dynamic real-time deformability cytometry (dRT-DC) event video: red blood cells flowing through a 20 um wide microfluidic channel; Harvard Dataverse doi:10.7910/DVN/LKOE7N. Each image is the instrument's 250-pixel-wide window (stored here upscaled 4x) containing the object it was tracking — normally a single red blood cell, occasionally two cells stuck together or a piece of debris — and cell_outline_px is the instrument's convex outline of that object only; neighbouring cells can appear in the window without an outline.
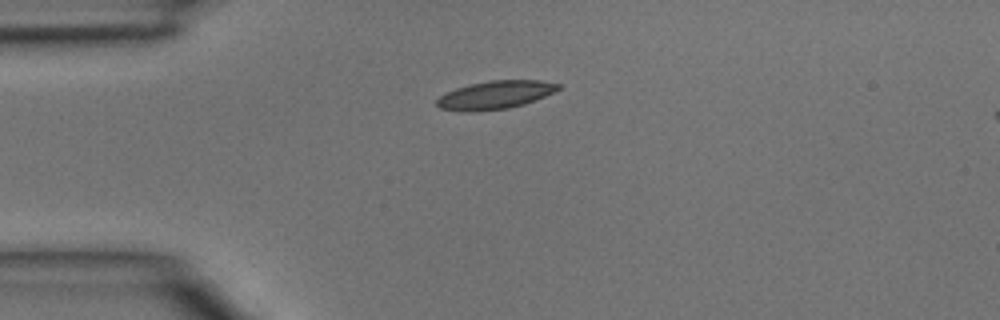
{"species": "common noctule bat (a hibernating species)", "species_latin": "Nyctalus noctula", "temperature_condition": "room temperature", "stored_images_in_passage": 1, "camera_frame_rate_fps": 3000, "um_per_image_px": 0.085, "animal": {"sex": "male", "body_mass_g": 15.6}, "frame": {"image": 1, "passage_image": 1, "time_ms": 0.0, "image_size_px": [1000, 320], "cell_outline_px": [[560, 88], [544, 96], [524, 104], [508, 108], [472, 112], [460, 112], [440, 108], [436, 104], [436, 100], [440, 96], [456, 88], [468, 84], [488, 80], [540, 80], [560, 84]], "centroid_in_image_um": [42.05, 8.07], "position_along_channel_um": 42.9, "area_um2": 19.94}}